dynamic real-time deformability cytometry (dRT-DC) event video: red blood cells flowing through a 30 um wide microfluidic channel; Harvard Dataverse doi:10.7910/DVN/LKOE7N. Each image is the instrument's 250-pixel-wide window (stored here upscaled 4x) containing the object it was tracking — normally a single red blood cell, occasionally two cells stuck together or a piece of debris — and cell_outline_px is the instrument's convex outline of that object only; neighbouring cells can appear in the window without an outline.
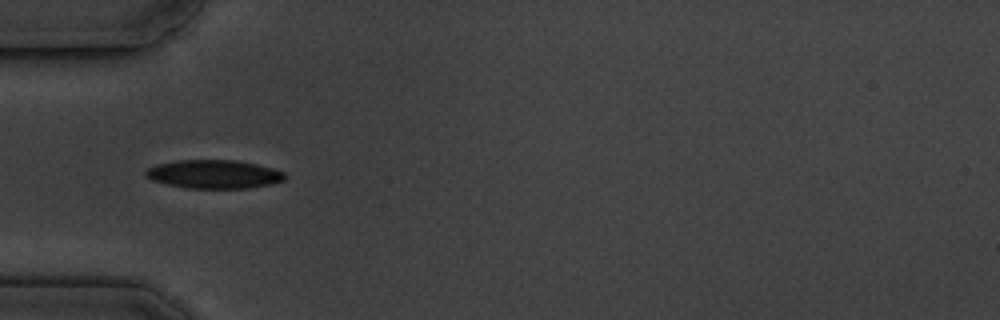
{"species": "common noctule bat (a hibernating species)", "species_latin": "Nyctalus noctula", "temperature_condition": "cold", "stored_images_in_passage": 11, "camera_frame_rate_fps": 3000, "um_per_image_px": 0.085, "animal": {"sex": "male", "body_mass_g": 19.5, "forearm_length_mm": 54.6}, "frame": {"image": 1, "passage_image": 1, "time_ms": 0.0, "image_size_px": [1000, 320], "cell_outline_px": [[288, 176], [284, 180], [272, 184], [248, 188], [188, 188], [168, 184], [152, 180], [144, 176], [144, 172], [148, 168], [156, 164], [176, 160], [232, 160], [256, 164], [272, 168], [284, 172]], "centroid_in_image_um": [18.18, 14.8], "position_along_channel_um": 66.8, "area_um2": 23.18}}
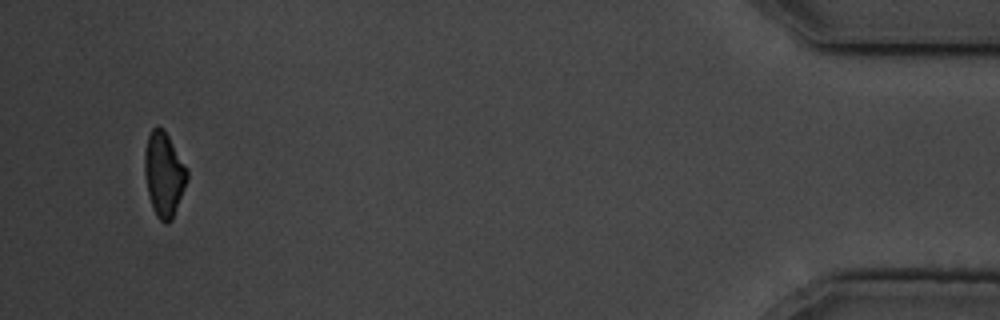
{"frame": {"image": 2, "passage_image": 11, "time_ms": 12.333, "image_size_px": [1000, 320], "cell_outline_px": [[188, 180], [172, 220], [168, 224], [164, 224], [156, 216], [152, 208], [148, 192], [144, 172], [144, 152], [148, 136], [152, 128], [164, 128], [188, 168]], "centroid_in_image_um": [13.95, 14.83], "position_along_channel_um": 421.3, "area_um2": 21.15}, "authors_computed_cell_mechanics": {"area_um2": 22.4264, "velocity_mm_per_s": 3.4848, "shape_relaxation_time_tau1_ms": 3.9361, "shape_relaxation_time_tau2_ms": null, "deformation_change_tau1": 0.0994, "deformation_change_tau2": null}}